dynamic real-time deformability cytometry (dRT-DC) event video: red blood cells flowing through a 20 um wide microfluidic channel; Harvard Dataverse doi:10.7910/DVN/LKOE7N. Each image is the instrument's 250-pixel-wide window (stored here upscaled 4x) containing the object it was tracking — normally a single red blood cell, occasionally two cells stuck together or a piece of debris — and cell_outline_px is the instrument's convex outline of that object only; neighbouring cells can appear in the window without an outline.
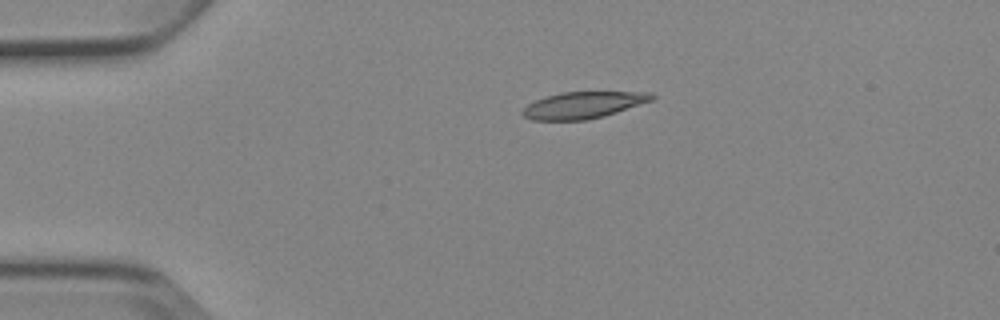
{"species": "Egyptian fruit bat (a non-hibernating species)", "species_latin": "Rousettus aegyptiacus", "temperature_condition": "cold", "stored_images_in_passage": 3, "camera_frame_rate_fps": 3000, "um_per_image_px": 0.085, "animal": {"sex": "female"}, "frame": {"image": 1, "passage_image": 2, "time_ms": 2.0, "image_size_px": [1000, 320], "cell_outline_px": [[656, 96], [652, 100], [604, 116], [588, 120], [532, 120], [524, 116], [520, 112], [528, 104], [544, 96], [560, 92], [652, 92]], "centroid_in_image_um": [49.55, 8.93], "position_along_channel_um": 35.4, "area_um2": 20.06}}